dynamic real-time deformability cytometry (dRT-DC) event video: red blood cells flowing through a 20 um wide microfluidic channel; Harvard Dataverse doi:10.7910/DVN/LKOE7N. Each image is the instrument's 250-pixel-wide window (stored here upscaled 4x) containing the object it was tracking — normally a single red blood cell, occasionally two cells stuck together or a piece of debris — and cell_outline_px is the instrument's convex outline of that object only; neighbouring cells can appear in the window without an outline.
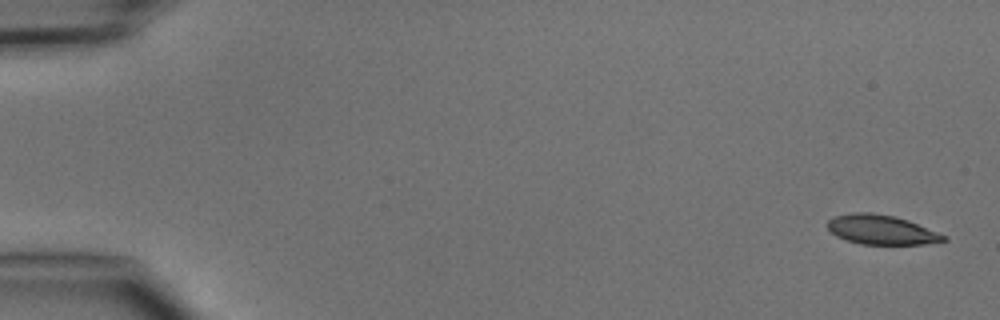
{"species": "common noctule bat (a hibernating species)", "species_latin": "Nyctalus noctula", "temperature_condition": "cold", "stored_images_in_passage": 4, "camera_frame_rate_fps": 3000, "um_per_image_px": 0.085, "animal": {"sex": "male", "body_mass_g": 15.6}, "frame": {"image": 1, "passage_image": 1, "time_ms": 0.0, "image_size_px": [1000, 320], "cell_outline_px": [[948, 240], [924, 244], [860, 244], [836, 236], [824, 224], [828, 220], [836, 216], [852, 212], [872, 212], [892, 216], [908, 220], [948, 236]], "centroid_in_image_um": [74.91, 19.52], "position_along_channel_um": 10.1, "area_um2": 19.94}}
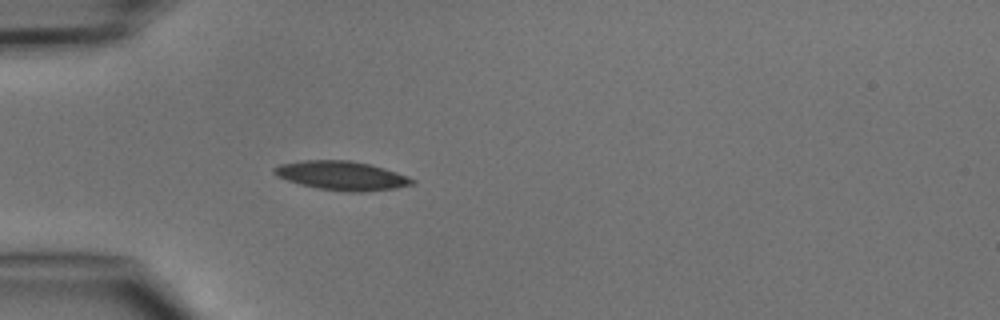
{"frame": {"image": 2, "passage_image": 4, "time_ms": 4.333, "image_size_px": [1000, 320], "cell_outline_px": [[416, 184], [396, 188], [360, 192], [352, 192], [320, 188], [300, 184], [276, 176], [272, 172], [272, 168], [280, 164], [304, 160], [348, 160], [368, 164], [384, 168], [408, 176], [416, 180]], "centroid_in_image_um": [29.06, 14.92], "position_along_channel_um": 55.9, "area_um2": 23.18}}